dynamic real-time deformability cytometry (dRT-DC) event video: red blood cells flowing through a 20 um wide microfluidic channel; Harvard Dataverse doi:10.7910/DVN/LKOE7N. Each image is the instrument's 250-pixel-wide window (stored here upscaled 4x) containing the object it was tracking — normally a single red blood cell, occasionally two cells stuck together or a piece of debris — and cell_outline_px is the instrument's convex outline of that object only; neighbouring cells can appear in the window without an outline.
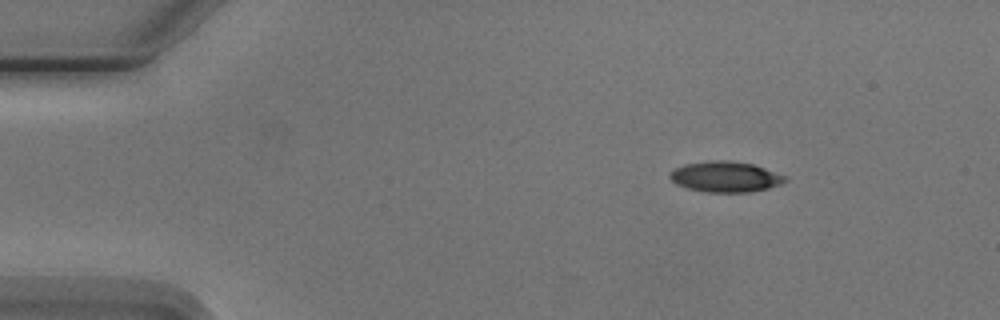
{"species": "Egyptian fruit bat (a non-hibernating species)", "species_latin": "Rousettus aegyptiacus", "temperature_condition": "cold", "stored_images_in_passage": 4, "segment_of_instrument_passage": [1, 2], "camera_frame_rate_fps": 3000, "um_per_image_px": 0.085, "animal": {"sex": "male"}, "frame": {"image": 1, "passage_image": 1, "time_ms": 0.0, "image_size_px": [1000, 320], "cell_outline_px": [[788, 180], [780, 184], [768, 188], [752, 192], [708, 192], [688, 188], [676, 184], [668, 176], [668, 172], [684, 164], [708, 160], [728, 160], [752, 164], [788, 176]], "centroid_in_image_um": [61.66, 15.02], "position_along_channel_um": 23.3, "area_um2": 20.69}}